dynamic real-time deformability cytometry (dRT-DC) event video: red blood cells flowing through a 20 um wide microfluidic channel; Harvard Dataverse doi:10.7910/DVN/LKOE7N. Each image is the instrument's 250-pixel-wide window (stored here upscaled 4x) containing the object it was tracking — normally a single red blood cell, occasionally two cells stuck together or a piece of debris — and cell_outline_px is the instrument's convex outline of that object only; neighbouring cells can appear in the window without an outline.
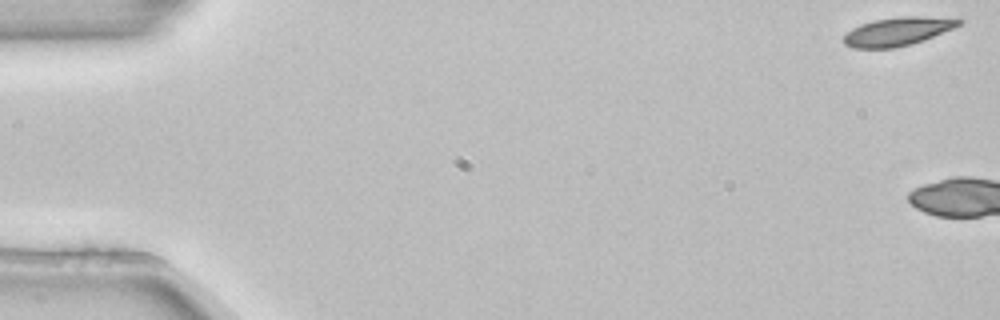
{"species": "common noctule bat (a hibernating species)", "species_latin": "Nyctalus noctula", "temperature_condition": "room temperature", "stored_images_in_passage": 5, "camera_frame_rate_fps": 3000, "um_per_image_px": 0.085, "animal": {"sex": "female", "body_mass_g": 22.7, "forearm_length_mm": 54.2}, "frame": {"image": 1, "passage_image": 1, "time_ms": 0.0, "image_size_px": [1000, 320], "cell_outline_px": [[964, 20], [960, 24], [952, 28], [924, 40], [912, 44], [896, 48], [852, 48], [844, 44], [840, 40], [852, 28], [860, 24], [872, 20], [896, 16], [960, 16]], "centroid_in_image_um": [76.34, 2.64], "position_along_channel_um": 8.7, "area_um2": 19.71}}